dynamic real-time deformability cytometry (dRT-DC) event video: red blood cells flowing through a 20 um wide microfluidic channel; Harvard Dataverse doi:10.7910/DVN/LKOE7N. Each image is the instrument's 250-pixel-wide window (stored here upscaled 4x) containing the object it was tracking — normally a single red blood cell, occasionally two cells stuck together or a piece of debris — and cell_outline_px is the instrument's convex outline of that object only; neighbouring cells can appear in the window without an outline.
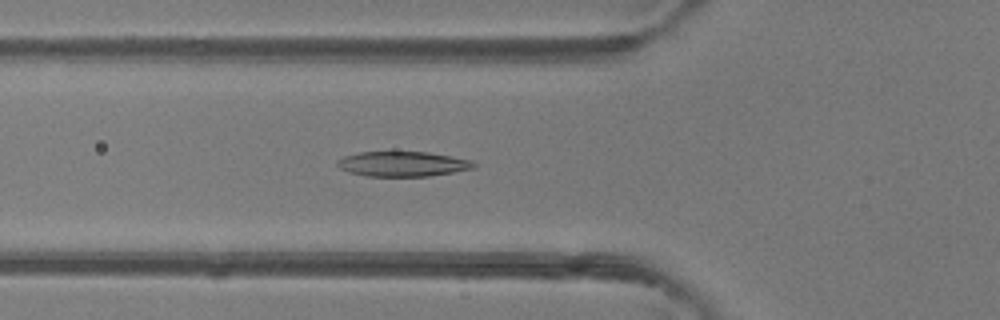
{"species": "common noctule bat (a hibernating species)", "species_latin": "Nyctalus noctula", "temperature_condition": "room temperature", "stored_images_in_passage": 49, "camera_frame_rate_fps": 3000, "um_per_image_px": 0.085, "animal": {"sex": "female"}, "frame": {"image": 1, "passage_image": 18, "time_ms": 5.667, "image_size_px": [1000, 320], "cell_outline_px": [[476, 168], [428, 176], [368, 176], [348, 172], [340, 168], [336, 164], [336, 160], [344, 156], [360, 152], [428, 152], [452, 156], [472, 160], [476, 164]], "centroid_in_image_um": [34.23, 13.93], "position_along_channel_um": 91.6, "area_um2": 19.88}}
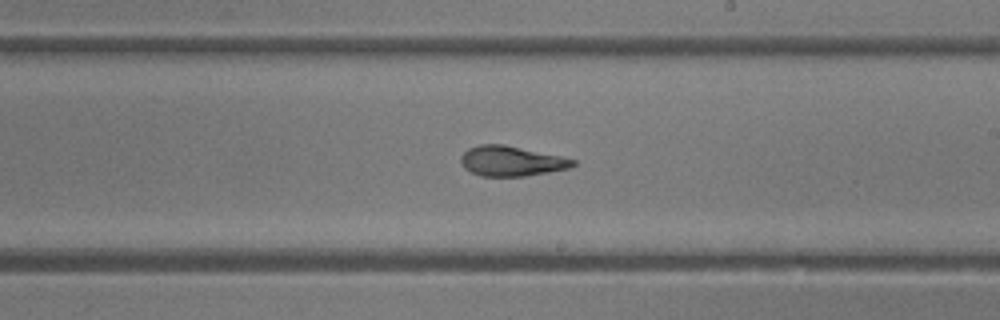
{"frame": {"image": 2, "passage_image": 29, "time_ms": 9.333, "image_size_px": [1000, 320], "cell_outline_px": [[576, 164], [568, 168], [548, 172], [524, 176], [480, 176], [464, 168], [460, 160], [460, 156], [468, 148], [480, 144], [504, 144], [560, 156], [576, 160]], "centroid_in_image_um": [43.43, 13.68], "position_along_channel_um": 245.6, "area_um2": 19.54}}
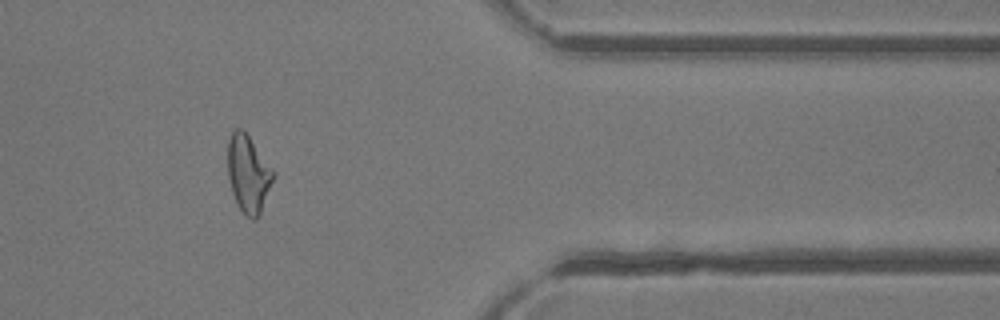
{"frame": {"image": 3, "passage_image": 41, "time_ms": 13.333, "image_size_px": [1000, 320], "cell_outline_px": [[276, 176], [260, 212], [256, 220], [252, 220], [236, 204], [232, 192], [228, 176], [228, 140], [232, 132], [236, 128], [240, 128], [248, 136], [276, 172]], "centroid_in_image_um": [21.12, 14.78], "position_along_channel_um": 390.3, "area_um2": 20.4}, "authors_computed_cell_mechanics": {"area_um2": 20.7502, "velocity_mm_per_s": 4.1733, "shape_relaxation_time_tau1_ms": 4.1475, "shape_relaxation_time_tau2_ms": 1.922, "deformation_change_tau1": 0.1744, "deformation_change_tau2": 0.1101}}